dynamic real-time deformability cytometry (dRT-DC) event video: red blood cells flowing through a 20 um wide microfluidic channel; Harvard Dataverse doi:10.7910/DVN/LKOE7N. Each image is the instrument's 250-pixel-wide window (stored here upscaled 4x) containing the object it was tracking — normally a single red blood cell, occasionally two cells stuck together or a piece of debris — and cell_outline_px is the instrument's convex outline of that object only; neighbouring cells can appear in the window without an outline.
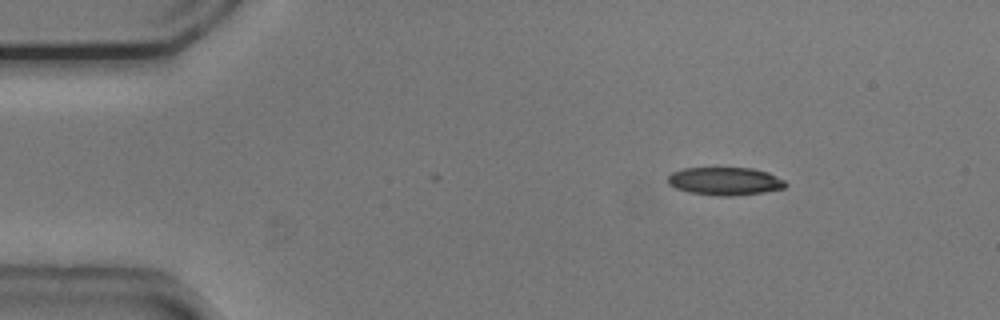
{"species": "common noctule bat (a hibernating species)", "species_latin": "Nyctalus noctula", "temperature_condition": "cold", "stored_images_in_passage": 3, "camera_frame_rate_fps": 3000, "um_per_image_px": 0.085, "animal": {"sex": "male", "body_mass_g": 20.5, "forearm_length_mm": 52.5}, "frame": {"image": 1, "passage_image": 1, "time_ms": 0.0, "image_size_px": [1000, 320], "cell_outline_px": [[788, 184], [784, 188], [764, 192], [732, 196], [720, 196], [688, 192], [676, 188], [668, 184], [668, 176], [672, 172], [684, 168], [752, 168], [768, 172], [784, 180]], "centroid_in_image_um": [61.63, 15.4], "position_along_channel_um": 23.4, "area_um2": 19.19}}